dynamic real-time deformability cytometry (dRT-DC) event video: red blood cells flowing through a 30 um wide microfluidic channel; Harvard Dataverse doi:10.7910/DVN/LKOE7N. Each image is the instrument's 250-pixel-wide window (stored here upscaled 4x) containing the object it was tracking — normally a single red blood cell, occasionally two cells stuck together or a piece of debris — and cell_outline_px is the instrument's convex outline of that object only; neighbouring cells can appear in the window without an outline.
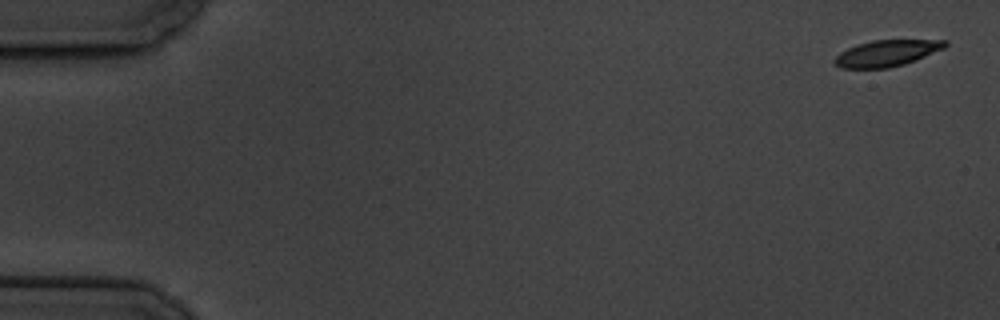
{"species": "common noctule bat (a hibernating species)", "species_latin": "Nyctalus noctula", "temperature_condition": "cold", "stored_images_in_passage": 6, "segment_of_instrument_passage": [2, 2], "camera_frame_rate_fps": 3000, "um_per_image_px": 0.085, "animal": {"sex": "male", "body_mass_g": 19.5, "forearm_length_mm": 54.6}, "frame": {"image": 1, "passage_image": 6, "time_ms": 6.667, "image_size_px": [1000, 320], "cell_outline_px": [[948, 44], [944, 48], [916, 60], [904, 64], [888, 68], [840, 68], [832, 60], [840, 52], [848, 48], [872, 40], [948, 40]], "centroid_in_image_um": [75.38, 4.52], "position_along_channel_um": 9.6, "area_um2": 16.82}}